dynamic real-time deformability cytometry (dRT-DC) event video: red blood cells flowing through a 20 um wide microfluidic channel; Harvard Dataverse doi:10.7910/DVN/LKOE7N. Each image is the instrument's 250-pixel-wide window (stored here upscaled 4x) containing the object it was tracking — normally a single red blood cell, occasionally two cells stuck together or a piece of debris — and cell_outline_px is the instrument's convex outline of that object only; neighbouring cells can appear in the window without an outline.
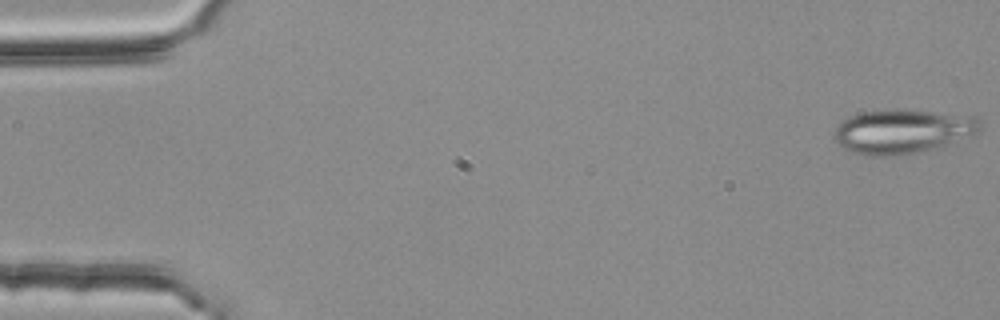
{"species": "common noctule bat (a hibernating species)", "species_latin": "Nyctalus noctula", "temperature_condition": "room temperature", "stored_images_in_passage": 12, "camera_frame_rate_fps": 3000, "um_per_image_px": 0.085, "animal": {"sex": "female", "body_mass_g": 25.1}, "frame": {"image": 1, "passage_image": 1, "time_ms": 0.0, "image_size_px": [1000, 320], "cell_outline_px": [[980, 132], [940, 148], [896, 156], [864, 156], [844, 148], [832, 136], [836, 128], [848, 116], [864, 112], [896, 108], [932, 112], [980, 120]], "centroid_in_image_um": [76.66, 11.2], "position_along_channel_um": 8.3, "area_um2": 37.28}}